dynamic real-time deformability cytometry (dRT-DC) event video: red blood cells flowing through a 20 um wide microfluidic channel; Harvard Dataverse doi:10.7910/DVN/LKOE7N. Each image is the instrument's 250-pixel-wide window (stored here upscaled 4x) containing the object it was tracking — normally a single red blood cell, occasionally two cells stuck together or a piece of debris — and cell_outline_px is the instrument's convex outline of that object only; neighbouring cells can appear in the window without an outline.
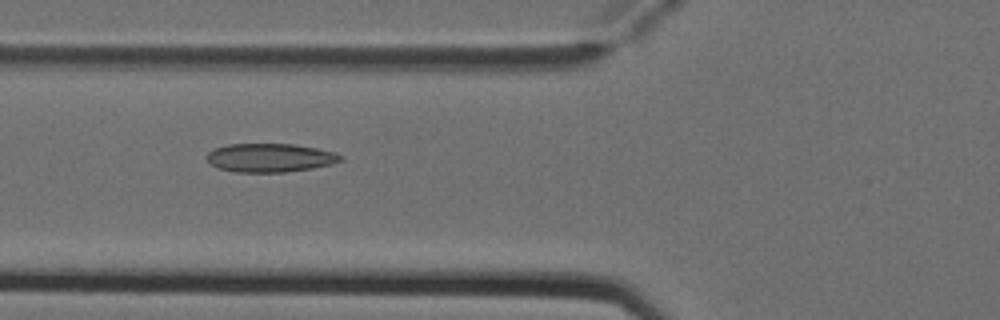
{"species": "Egyptian fruit bat (a non-hibernating species)", "species_latin": "Rousettus aegyptiacus", "temperature_condition": "cold", "stored_images_in_passage": 7, "camera_frame_rate_fps": 3000, "um_per_image_px": 0.085, "animal": {"sex": "female"}, "frame": {"image": 1, "passage_image": 4, "time_ms": 1.0, "image_size_px": [1000, 320], "cell_outline_px": [[344, 160], [332, 164], [312, 168], [284, 172], [232, 172], [216, 168], [204, 156], [212, 148], [228, 144], [292, 144], [316, 148], [336, 152], [344, 156]], "centroid_in_image_um": [22.94, 13.41], "position_along_channel_um": 102.9, "area_um2": 22.6}}
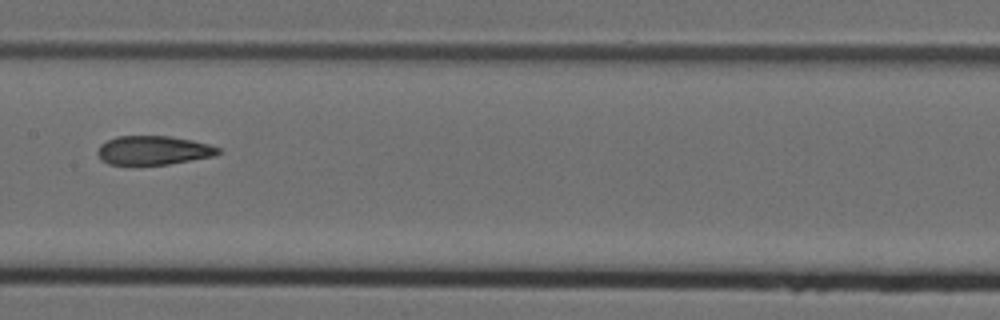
{"frame": {"image": 2, "passage_image": 6, "time_ms": 1.667, "image_size_px": [1000, 320], "cell_outline_px": [[220, 152], [216, 156], [168, 164], [132, 168], [108, 164], [100, 160], [96, 152], [100, 144], [116, 136], [168, 136], [192, 140], [208, 144], [220, 148]], "centroid_in_image_um": [12.96, 12.83], "position_along_channel_um": 194.4, "area_um2": 21.21}}
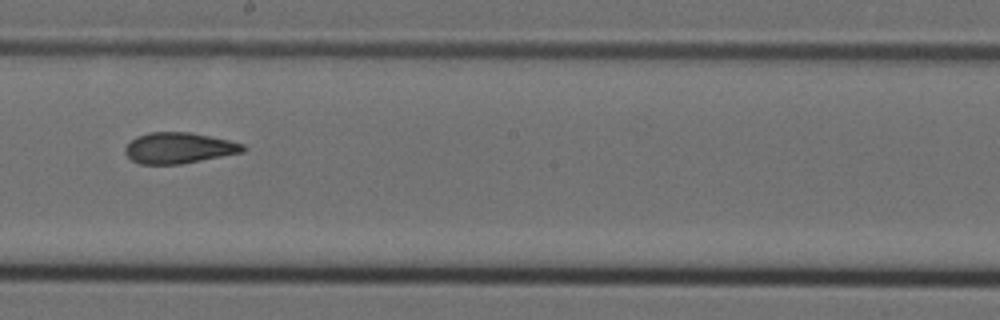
{"frame": {"image": 3, "passage_image": 7, "time_ms": 2.0, "image_size_px": [1000, 320], "cell_outline_px": [[244, 152], [180, 164], [140, 164], [132, 160], [124, 152], [124, 148], [136, 136], [148, 132], [188, 132], [228, 140], [244, 144]], "centroid_in_image_um": [15.17, 12.58], "position_along_channel_um": 233.0, "area_um2": 21.04}}